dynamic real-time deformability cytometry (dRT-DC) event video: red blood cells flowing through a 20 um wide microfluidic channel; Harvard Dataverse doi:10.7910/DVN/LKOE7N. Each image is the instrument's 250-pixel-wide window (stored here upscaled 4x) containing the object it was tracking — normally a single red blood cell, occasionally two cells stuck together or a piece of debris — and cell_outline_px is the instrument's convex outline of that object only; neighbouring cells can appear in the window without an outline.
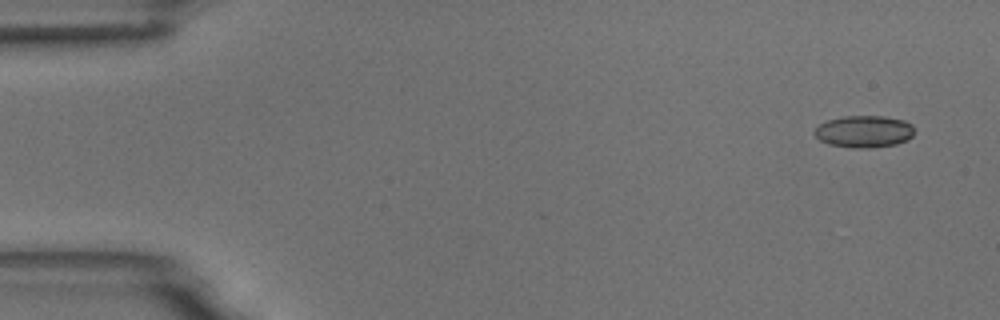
{"species": "common noctule bat (a hibernating species)", "species_latin": "Nyctalus noctula", "temperature_condition": "room temperature", "stored_images_in_passage": 8, "camera_frame_rate_fps": 3000, "um_per_image_px": 0.085, "animal": {"sex": "male", "body_mass_g": 18.8}, "frame": {"image": 1, "passage_image": 1, "time_ms": 0.0, "image_size_px": [1000, 320], "cell_outline_px": [[912, 136], [908, 140], [896, 144], [868, 148], [852, 148], [828, 144], [820, 140], [812, 132], [820, 124], [828, 120], [844, 116], [884, 116], [904, 120], [912, 124]], "centroid_in_image_um": [73.43, 11.18], "position_along_channel_um": 11.6, "area_um2": 18.61}}
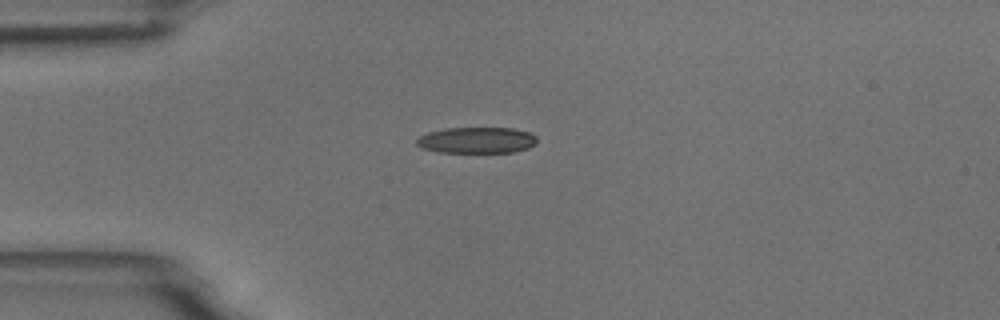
{"frame": {"image": 2, "passage_image": 4, "time_ms": 3.667, "image_size_px": [1000, 320], "cell_outline_px": [[536, 144], [528, 148], [512, 152], [440, 152], [424, 148], [416, 144], [416, 140], [420, 136], [428, 132], [448, 128], [512, 128], [528, 132], [536, 136]], "centroid_in_image_um": [40.54, 11.91], "position_along_channel_um": 44.5, "area_um2": 18.15}}